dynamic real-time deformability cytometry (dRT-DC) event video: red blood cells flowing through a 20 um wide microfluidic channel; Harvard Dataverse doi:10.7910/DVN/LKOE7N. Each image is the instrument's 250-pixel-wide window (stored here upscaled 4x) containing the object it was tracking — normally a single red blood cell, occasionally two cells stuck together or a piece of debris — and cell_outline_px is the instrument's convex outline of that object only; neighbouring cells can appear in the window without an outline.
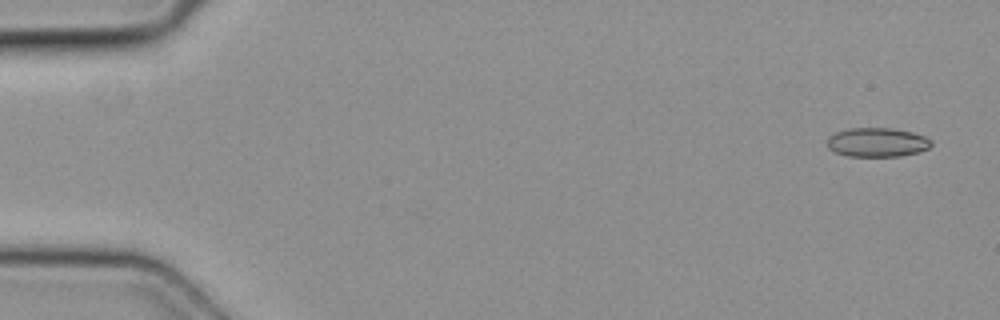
{"species": "common noctule bat (a hibernating species)", "species_latin": "Nyctalus noctula", "temperature_condition": "cold", "stored_images_in_passage": 5, "camera_frame_rate_fps": 3000, "um_per_image_px": 0.085, "animal": {"sex": "female", "body_mass_g": 19.3, "forearm_length_mm": 54.1}, "frame": {"image": 1, "passage_image": 1, "time_ms": 0.0, "image_size_px": [1000, 320], "cell_outline_px": [[932, 144], [928, 148], [916, 152], [900, 156], [848, 156], [836, 152], [828, 148], [828, 136], [836, 132], [848, 128], [892, 128], [912, 132], [924, 136], [932, 140]], "centroid_in_image_um": [74.55, 12.09], "position_along_channel_um": 10.4, "area_um2": 17.57}}
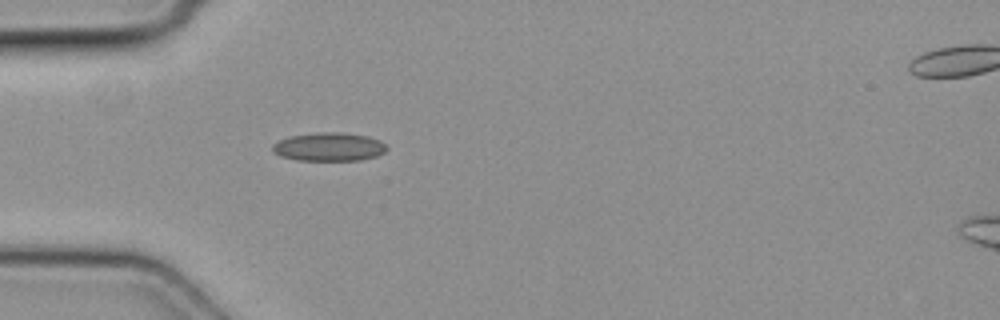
{"frame": {"image": 2, "passage_image": 4, "time_ms": 1.0, "image_size_px": [1000, 320], "cell_outline_px": [[388, 148], [384, 152], [376, 156], [360, 160], [296, 160], [280, 156], [272, 152], [272, 144], [288, 136], [316, 132], [344, 132], [368, 136], [380, 140], [388, 144]], "centroid_in_image_um": [27.97, 12.47], "position_along_channel_um": 57.0, "area_um2": 19.25}}